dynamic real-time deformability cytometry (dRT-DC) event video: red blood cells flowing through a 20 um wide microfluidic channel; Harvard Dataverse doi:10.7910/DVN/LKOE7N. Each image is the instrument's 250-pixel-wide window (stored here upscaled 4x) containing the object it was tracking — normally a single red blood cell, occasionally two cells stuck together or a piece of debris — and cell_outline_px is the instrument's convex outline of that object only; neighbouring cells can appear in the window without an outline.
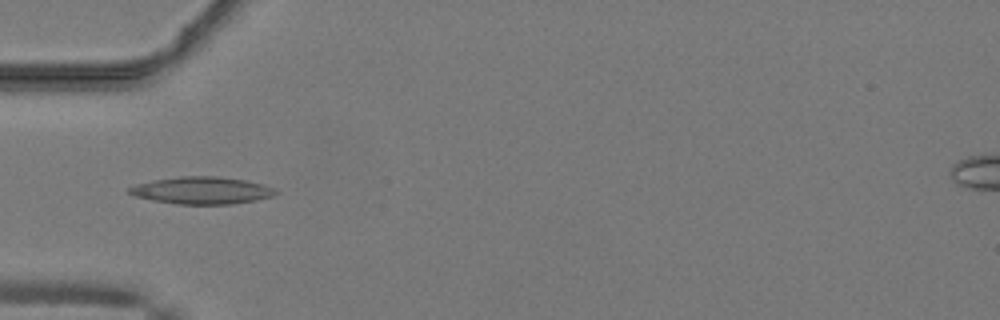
{"species": "common noctule bat (a hibernating species)", "species_latin": "Nyctalus noctula", "temperature_condition": "warm", "stored_images_in_passage": 39, "camera_frame_rate_fps": 3000, "um_per_image_px": 0.085, "animal": {"sex": "male", "body_mass_g": 19.2, "forearm_length_mm": 51.8}, "frame": {"image": 1, "passage_image": 5, "time_ms": 1.333, "image_size_px": [1000, 320], "cell_outline_px": [[280, 192], [272, 196], [256, 200], [232, 204], [176, 204], [136, 196], [128, 192], [128, 188], [136, 184], [156, 180], [180, 176], [216, 176], [244, 180], [264, 184], [276, 188]], "centroid_in_image_um": [17.22, 16.18], "position_along_channel_um": 67.8, "area_um2": 23.06}}
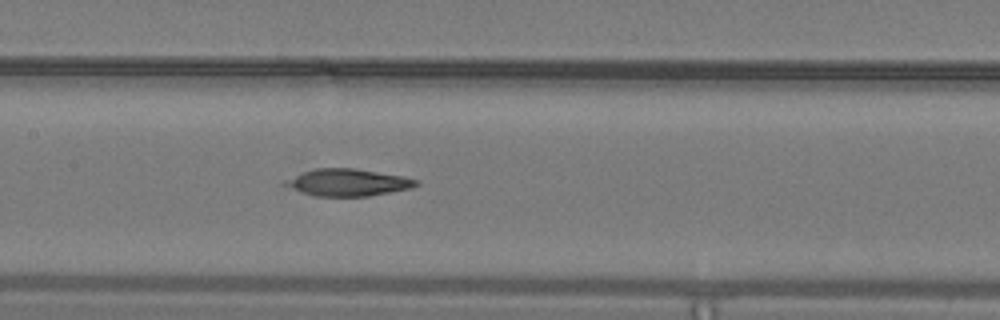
{"frame": {"image": 2, "passage_image": 13, "time_ms": 4.0, "image_size_px": [1000, 320], "cell_outline_px": [[420, 184], [412, 188], [368, 196], [316, 196], [280, 184], [304, 172], [316, 168], [356, 168], [404, 176], [420, 180]], "centroid_in_image_um": [29.66, 15.5], "position_along_channel_um": 177.7, "area_um2": 20.46}}
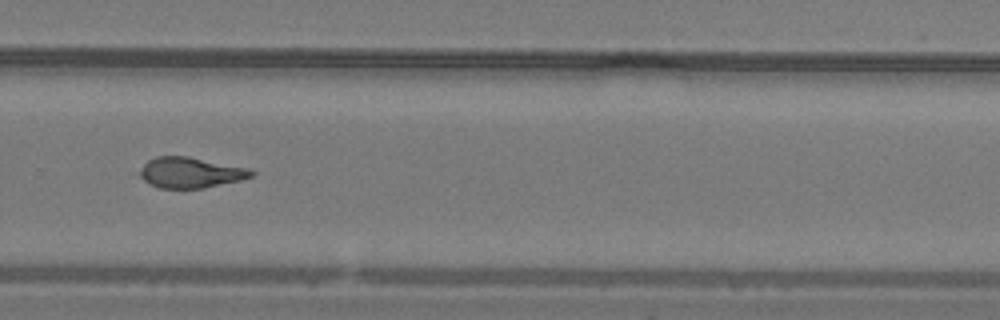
{"frame": {"image": 3, "passage_image": 23, "time_ms": 7.333, "image_size_px": [1000, 320], "cell_outline_px": [[256, 172], [252, 176], [240, 180], [204, 188], [160, 188], [144, 180], [140, 176], [140, 168], [148, 160], [156, 156], [188, 156], [248, 168]], "centroid_in_image_um": [16.19, 14.66], "position_along_channel_um": 313.6, "area_um2": 19.77}, "authors_computed_cell_mechanics": {"area_um2": 20.519, "velocity_mm_per_s": 4.0933, "shape_relaxation_time_tau1_ms": null, "shape_relaxation_time_tau2_ms": 3.1925, "deformation_change_tau1": null, "deformation_change_tau2": 0.0872}}